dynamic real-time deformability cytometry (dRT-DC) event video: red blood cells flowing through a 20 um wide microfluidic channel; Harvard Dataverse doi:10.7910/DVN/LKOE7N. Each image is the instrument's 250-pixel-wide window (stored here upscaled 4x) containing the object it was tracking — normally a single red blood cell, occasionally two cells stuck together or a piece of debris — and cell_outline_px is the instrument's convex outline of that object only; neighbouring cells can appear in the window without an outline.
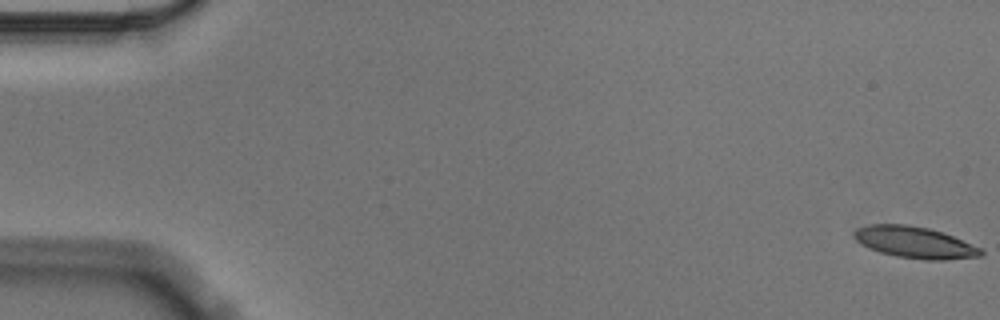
{"species": "Egyptian fruit bat (a non-hibernating species)", "species_latin": "Rousettus aegyptiacus", "temperature_condition": "cold", "stored_images_in_passage": 57, "camera_frame_rate_fps": 3000, "um_per_image_px": 0.085, "animal": {"sex": "male"}, "frame": {"image": 1, "passage_image": 1, "time_ms": 0.0, "image_size_px": [1000, 320], "cell_outline_px": [[984, 256], [944, 260], [924, 260], [896, 256], [880, 252], [868, 248], [856, 240], [852, 232], [856, 228], [868, 224], [908, 224], [928, 228], [944, 232], [980, 248], [984, 252]], "centroid_in_image_um": [77.74, 20.6], "position_along_channel_um": 7.3, "area_um2": 23.47}}
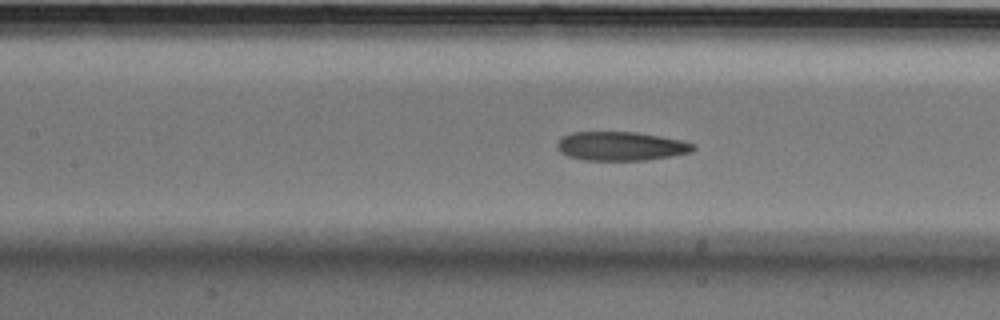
{"frame": {"image": 2, "passage_image": 26, "time_ms": 8.333, "image_size_px": [1000, 320], "cell_outline_px": [[696, 148], [692, 152], [672, 156], [648, 160], [584, 160], [568, 156], [560, 152], [556, 148], [556, 144], [560, 136], [572, 132], [636, 132], [680, 140], [696, 144]], "centroid_in_image_um": [52.75, 12.42], "position_along_channel_um": 154.6, "area_um2": 23.12}}
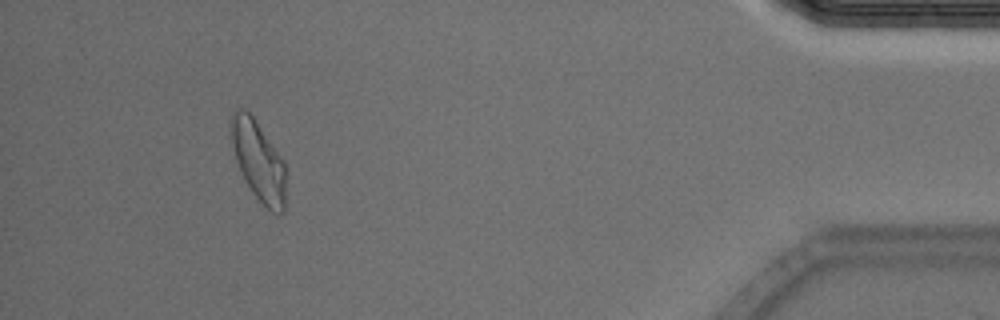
{"frame": {"image": 3, "passage_image": 53, "time_ms": 17.333, "image_size_px": [1000, 320], "cell_outline_px": [[284, 212], [280, 216], [272, 212], [252, 192], [240, 172], [236, 160], [228, 128], [228, 120], [232, 112], [240, 108], [244, 108], [252, 116], [284, 160]], "centroid_in_image_um": [21.92, 13.63], "position_along_channel_um": 413.3, "area_um2": 25.43}, "authors_computed_cell_mechanics": {"area_um2": 23.8136, "velocity_mm_per_s": 3.5363, "shape_relaxation_time_tau1_ms": 5.1088, "shape_relaxation_time_tau2_ms": 2.8234, "deformation_change_tau1": 0.1471, "deformation_change_tau2": 0.0967}}